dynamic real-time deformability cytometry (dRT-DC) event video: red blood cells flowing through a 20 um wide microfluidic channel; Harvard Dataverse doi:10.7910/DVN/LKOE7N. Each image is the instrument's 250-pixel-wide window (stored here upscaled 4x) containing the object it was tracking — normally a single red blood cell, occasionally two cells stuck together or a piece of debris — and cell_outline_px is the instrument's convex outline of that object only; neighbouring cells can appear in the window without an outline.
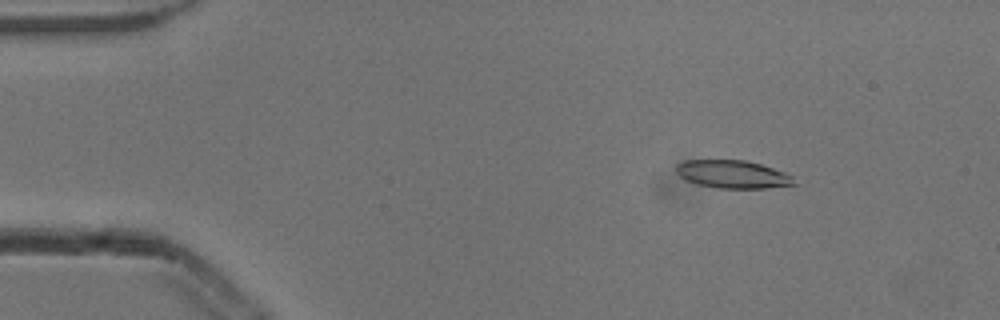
{"species": "common noctule bat (a hibernating species)", "species_latin": "Nyctalus noctula", "temperature_condition": "cold", "stored_images_in_passage": 53, "camera_frame_rate_fps": 3000, "um_per_image_px": 0.085, "animal": {"sex": "male", "body_mass_g": 13.3}, "frame": {"image": 1, "passage_image": 7, "time_ms": 2.0, "image_size_px": [1000, 320], "cell_outline_px": [[796, 184], [768, 188], [720, 188], [696, 184], [684, 180], [676, 172], [676, 164], [684, 160], [744, 160], [760, 164], [784, 172], [792, 176]], "centroid_in_image_um": [62.24, 14.81], "position_along_channel_um": 22.8, "area_um2": 19.19}}
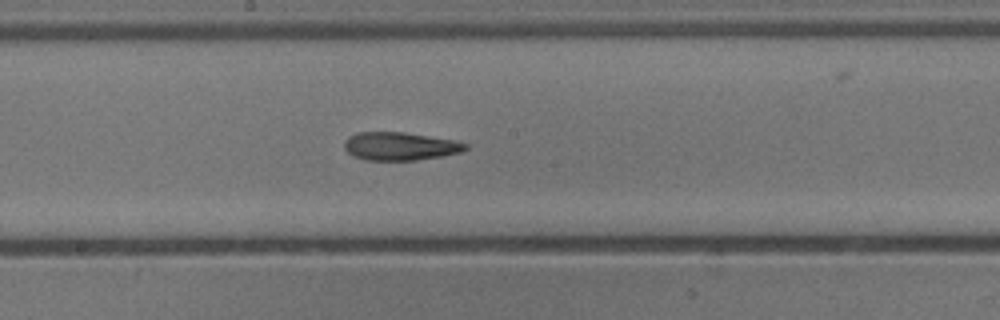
{"frame": {"image": 2, "passage_image": 28, "time_ms": 9.0, "image_size_px": [1000, 320], "cell_outline_px": [[468, 148], [460, 152], [440, 156], [416, 160], [364, 160], [352, 156], [344, 148], [344, 140], [348, 136], [356, 132], [404, 132], [456, 140], [468, 144]], "centroid_in_image_um": [33.97, 12.42], "position_along_channel_um": 214.2, "area_um2": 20.0}}
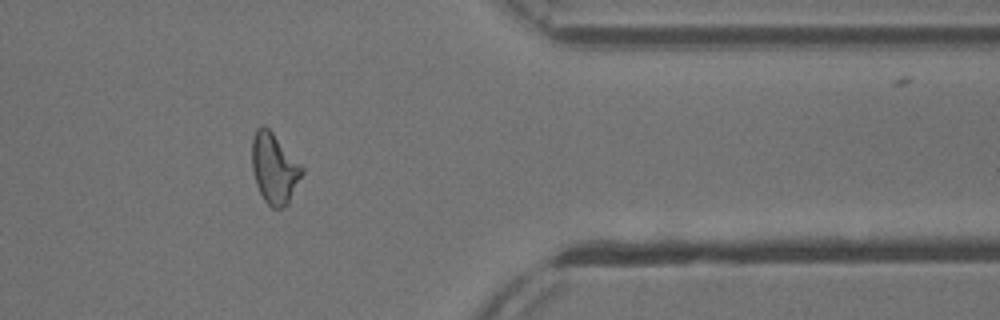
{"frame": {"image": 3, "passage_image": 43, "time_ms": 14.0, "image_size_px": [1000, 320], "cell_outline_px": [[304, 172], [288, 204], [284, 208], [272, 208], [264, 200], [256, 184], [252, 168], [252, 136], [256, 128], [260, 124], [264, 124], [272, 132], [304, 168]], "centroid_in_image_um": [23.31, 14.3], "position_along_channel_um": 388.1, "area_um2": 20.58}, "authors_computed_cell_mechanics": {"area_um2": 20.0566, "velocity_mm_per_s": 3.8569, "shape_relaxation_time_tau1_ms": 9.8673, "shape_relaxation_time_tau2_ms": 8.5988, "deformation_change_tau1": 0.251, "deformation_change_tau2": 0.2192}}